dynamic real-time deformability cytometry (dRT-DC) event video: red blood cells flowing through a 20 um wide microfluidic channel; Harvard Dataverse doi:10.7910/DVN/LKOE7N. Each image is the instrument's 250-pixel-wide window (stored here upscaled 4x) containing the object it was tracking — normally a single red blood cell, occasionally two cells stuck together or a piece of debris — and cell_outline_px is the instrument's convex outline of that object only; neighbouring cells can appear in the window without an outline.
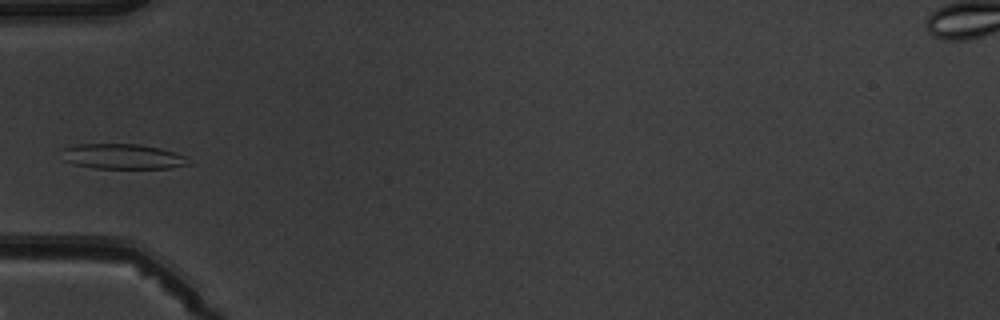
{"species": "common noctule bat (a hibernating species)", "species_latin": "Nyctalus noctula", "temperature_condition": "warm", "stored_images_in_passage": 4, "camera_frame_rate_fps": 3000, "um_per_image_px": 0.085, "animal": {"sex": "male", "body_mass_g": 19.5, "forearm_length_mm": 54.6}, "frame": {"image": 1, "passage_image": 4, "time_ms": 4.333, "image_size_px": [1000, 320], "cell_outline_px": [[192, 164], [172, 168], [96, 168], [72, 164], [64, 160], [64, 148], [76, 144], [140, 144], [160, 148], [176, 152], [184, 156]], "centroid_in_image_um": [10.47, 13.3], "position_along_channel_um": 74.5, "area_um2": 18.55}}